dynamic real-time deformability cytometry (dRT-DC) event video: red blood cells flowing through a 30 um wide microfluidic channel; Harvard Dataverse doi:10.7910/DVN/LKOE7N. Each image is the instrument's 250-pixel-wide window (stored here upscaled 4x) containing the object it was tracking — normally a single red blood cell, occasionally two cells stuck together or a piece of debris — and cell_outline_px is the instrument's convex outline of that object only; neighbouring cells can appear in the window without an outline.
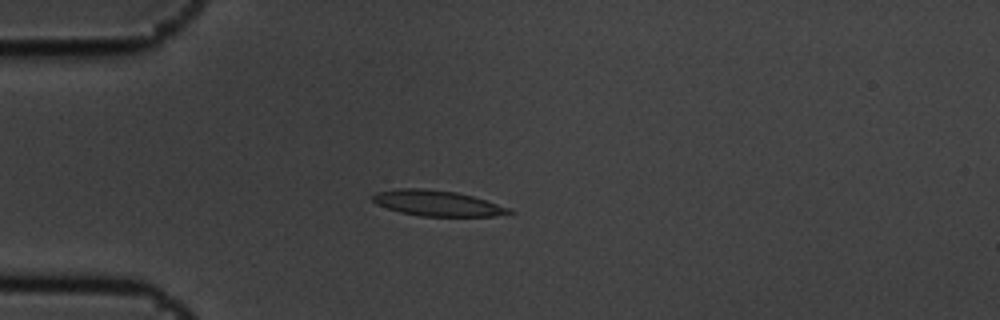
{"species": "common noctule bat (a hibernating species)", "species_latin": "Nyctalus noctula", "temperature_condition": "cold", "stored_images_in_passage": 4, "camera_frame_rate_fps": 3000, "um_per_image_px": 0.085, "animal": {"sex": "male", "body_mass_g": 19.5, "forearm_length_mm": 54.6}, "frame": {"image": 1, "passage_image": 4, "time_ms": 1.0, "image_size_px": [1000, 320], "cell_outline_px": [[516, 212], [492, 216], [420, 216], [400, 212], [376, 204], [372, 200], [372, 196], [376, 192], [400, 188], [424, 188], [456, 192], [472, 196], [508, 208]], "centroid_in_image_um": [37.11, 17.27], "position_along_channel_um": 47.9, "area_um2": 20.11}}